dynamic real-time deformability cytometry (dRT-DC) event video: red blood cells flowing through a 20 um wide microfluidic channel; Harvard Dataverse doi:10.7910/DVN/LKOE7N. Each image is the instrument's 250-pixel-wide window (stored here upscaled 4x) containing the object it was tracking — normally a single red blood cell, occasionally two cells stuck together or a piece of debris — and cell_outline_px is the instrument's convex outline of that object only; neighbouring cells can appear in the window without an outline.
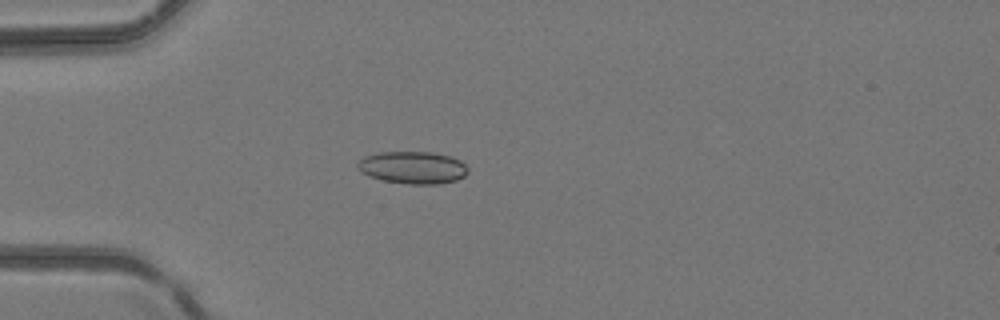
{"species": "common noctule bat (a hibernating species)", "species_latin": "Nyctalus noctula", "temperature_condition": "room temperature", "stored_images_in_passage": 46, "camera_frame_rate_fps": 3000, "um_per_image_px": 0.085, "animal": {"sex": "female", "body_mass_g": 24.6, "forearm_length_mm": 56.2}, "frame": {"image": 1, "passage_image": 13, "time_ms": 4.0, "image_size_px": [1000, 320], "cell_outline_px": [[468, 172], [464, 176], [456, 180], [440, 184], [408, 184], [384, 180], [360, 172], [356, 164], [364, 156], [380, 152], [432, 152], [452, 156], [460, 160], [468, 168]], "centroid_in_image_um": [35.11, 14.23], "position_along_channel_um": 49.9, "area_um2": 20.81}}
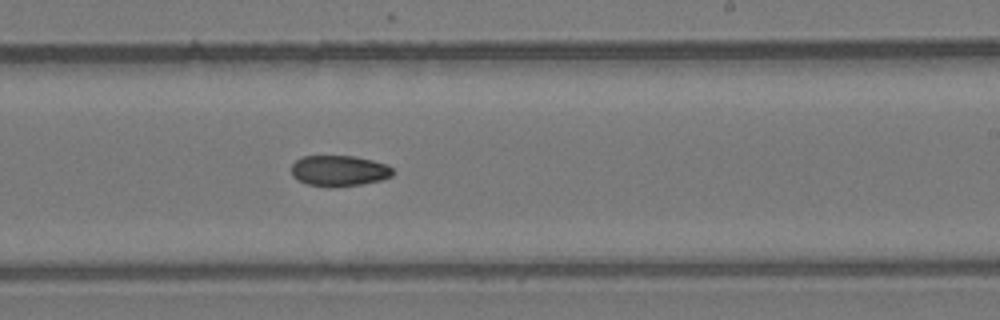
{"frame": {"image": 2, "passage_image": 28, "time_ms": 9.0, "image_size_px": [1000, 320], "cell_outline_px": [[392, 176], [380, 180], [360, 184], [332, 188], [328, 188], [308, 184], [296, 180], [292, 176], [292, 164], [300, 156], [356, 156], [388, 164], [392, 168]], "centroid_in_image_um": [28.79, 14.52], "position_along_channel_um": 260.2, "area_um2": 18.44}}
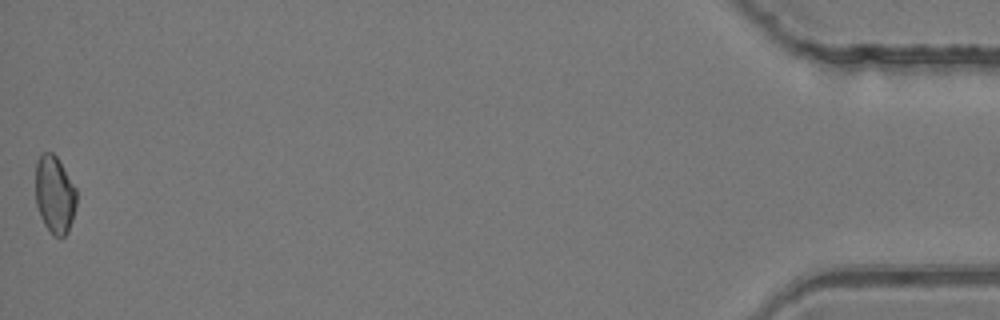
{"frame": {"image": 3, "passage_image": 46, "time_ms": 15.0, "image_size_px": [1000, 320], "cell_outline_px": [[76, 208], [68, 232], [64, 236], [52, 236], [44, 224], [40, 216], [36, 204], [36, 160], [44, 152], [52, 152], [56, 156], [76, 188]], "centroid_in_image_um": [4.64, 16.56], "position_along_channel_um": 430.6, "area_um2": 18.55}}